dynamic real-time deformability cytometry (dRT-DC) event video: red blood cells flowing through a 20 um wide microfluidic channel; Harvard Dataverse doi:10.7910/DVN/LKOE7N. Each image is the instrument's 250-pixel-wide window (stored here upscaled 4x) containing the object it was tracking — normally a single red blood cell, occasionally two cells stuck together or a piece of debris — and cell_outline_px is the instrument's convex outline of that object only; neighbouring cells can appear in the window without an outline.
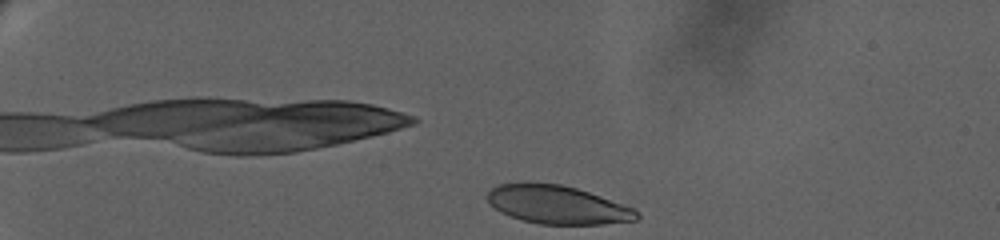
{"species": "human", "species_latin": "Homo sapiens", "temperature_condition": "warm", "stored_images_in_passage": 26, "camera_frame_rate_fps": 3000, "um_per_image_px": 0.085, "donor": {"sex": "female"}, "frame": {"image": 1, "passage_image": 1, "time_ms": 0.0, "image_size_px": [1000, 240], "cell_outline_px": [[640, 216], [636, 220], [600, 224], [540, 224], [520, 220], [500, 212], [488, 204], [488, 192], [492, 188], [500, 184], [560, 184], [576, 188], [600, 196], [632, 208]], "centroid_in_image_um": [47.35, 17.42], "position_along_channel_um": 37.7, "area_um2": 32.71}}
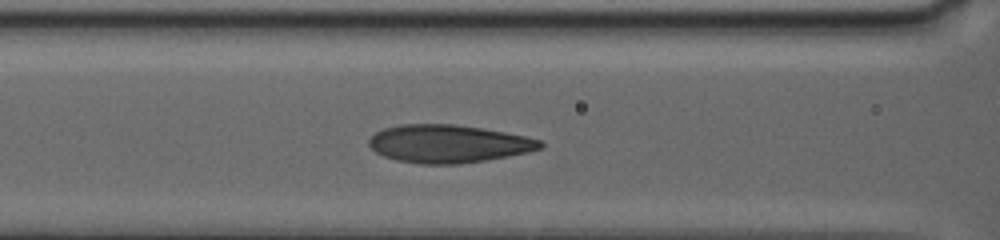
{"frame": {"image": 2, "passage_image": 16, "time_ms": 6.0, "image_size_px": [1000, 240], "cell_outline_px": [[544, 148], [528, 152], [508, 156], [460, 164], [420, 164], [396, 160], [384, 156], [376, 152], [368, 144], [368, 140], [376, 132], [384, 128], [400, 124], [456, 124], [484, 128], [524, 136], [540, 140], [544, 144]], "centroid_in_image_um": [38.11, 12.21], "position_along_channel_um": 128.5, "area_um2": 37.92}}
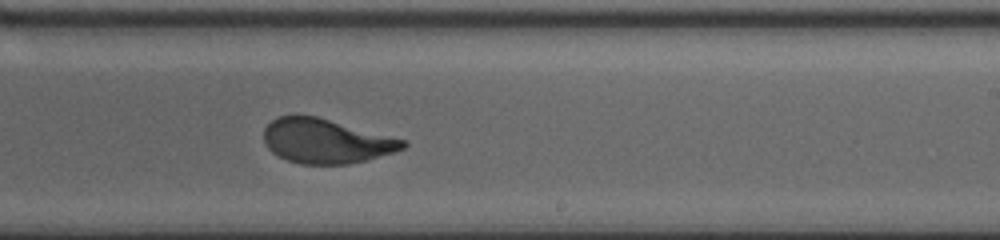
{"frame": {"image": 3, "passage_image": 26, "time_ms": 10.333, "image_size_px": [1000, 240], "cell_outline_px": [[408, 144], [404, 148], [392, 152], [364, 160], [348, 164], [300, 164], [288, 160], [272, 152], [264, 144], [264, 128], [272, 120], [280, 116], [316, 116], [408, 140]], "centroid_in_image_um": [27.71, 11.99], "position_along_channel_um": 261.3, "area_um2": 35.78}}